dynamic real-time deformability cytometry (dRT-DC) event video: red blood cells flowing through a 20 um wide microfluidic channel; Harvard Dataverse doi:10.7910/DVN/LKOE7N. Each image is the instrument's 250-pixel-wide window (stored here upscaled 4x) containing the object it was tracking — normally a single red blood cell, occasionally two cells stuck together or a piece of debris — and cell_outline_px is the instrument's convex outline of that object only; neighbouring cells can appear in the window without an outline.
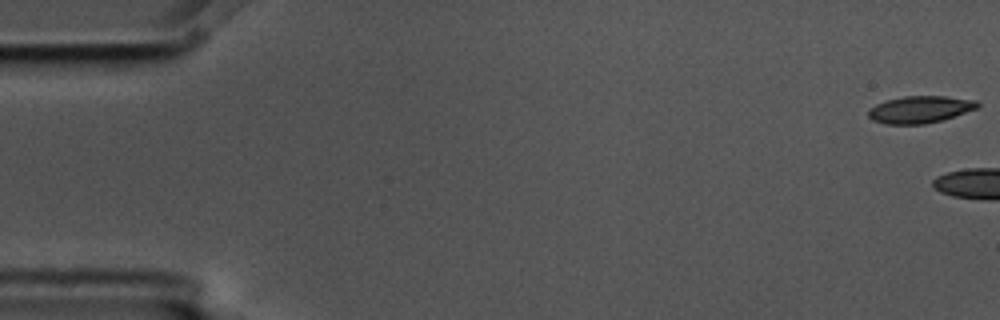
{"species": "common noctule bat (a hibernating species)", "species_latin": "Nyctalus noctula", "temperature_condition": "cold", "stored_images_in_passage": 6, "camera_frame_rate_fps": 3000, "um_per_image_px": 0.085, "animal": {"sex": "male", "body_mass_g": 17.5, "forearm_length_mm": 52.3}, "frame": {"image": 1, "passage_image": 1, "time_ms": 0.0, "image_size_px": [1000, 320], "cell_outline_px": [[980, 104], [976, 108], [940, 120], [924, 124], [884, 124], [872, 120], [868, 116], [868, 108], [876, 104], [888, 100], [904, 96], [944, 96], [976, 100]], "centroid_in_image_um": [78.14, 9.3], "position_along_channel_um": 6.9, "area_um2": 16.99}}
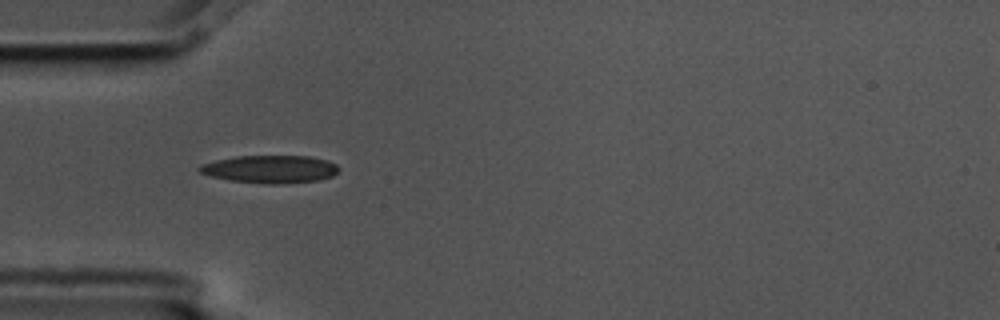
{"frame": {"image": 2, "passage_image": 6, "time_ms": 1.667, "image_size_px": [1000, 320], "cell_outline_px": [[340, 172], [332, 176], [320, 180], [276, 184], [268, 184], [228, 180], [212, 176], [200, 172], [196, 168], [200, 164], [216, 160], [236, 156], [308, 156], [328, 160], [336, 164], [340, 168]], "centroid_in_image_um": [22.99, 14.37], "position_along_channel_um": 62.0, "area_um2": 22.66}}